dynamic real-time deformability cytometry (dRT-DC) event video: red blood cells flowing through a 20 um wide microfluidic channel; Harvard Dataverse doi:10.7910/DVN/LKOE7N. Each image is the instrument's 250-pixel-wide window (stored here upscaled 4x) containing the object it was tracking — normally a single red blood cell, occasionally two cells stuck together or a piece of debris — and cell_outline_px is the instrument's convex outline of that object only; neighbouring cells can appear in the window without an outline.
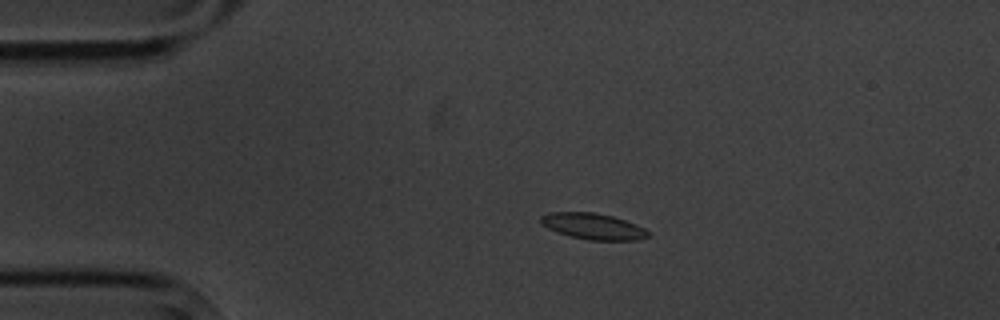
{"species": "common noctule bat (a hibernating species)", "species_latin": "Nyctalus noctula", "temperature_condition": "cold", "stored_images_in_passage": 5, "camera_frame_rate_fps": 3000, "um_per_image_px": 0.085, "animal": {"sex": "male", "body_mass_g": 20.1, "forearm_length_mm": 53.5}, "frame": {"image": 1, "passage_image": 3, "time_ms": 2.333, "image_size_px": [1000, 320], "cell_outline_px": [[648, 236], [636, 240], [588, 240], [556, 232], [540, 224], [540, 216], [548, 212], [596, 212], [612, 216], [636, 224], [644, 228], [648, 232]], "centroid_in_image_um": [50.36, 19.22], "position_along_channel_um": 34.6, "area_um2": 16.3}}
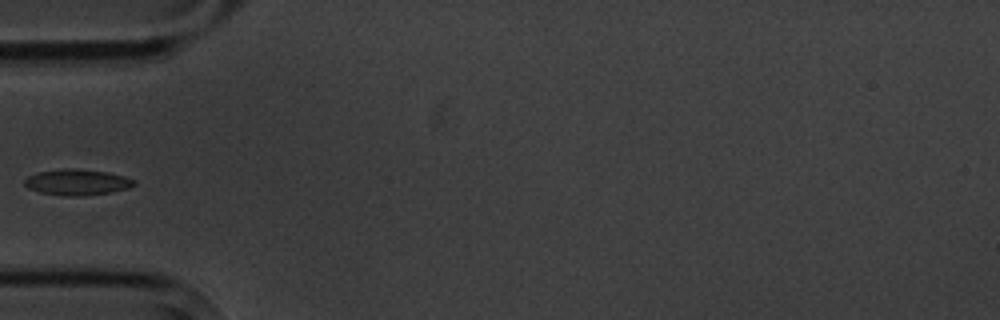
{"frame": {"image": 2, "passage_image": 5, "time_ms": 4.667, "image_size_px": [1000, 320], "cell_outline_px": [[136, 184], [128, 188], [112, 192], [80, 196], [64, 196], [40, 192], [28, 188], [24, 184], [24, 180], [28, 176], [36, 172], [64, 168], [76, 168], [108, 172], [124, 176], [136, 180]], "centroid_in_image_um": [6.55, 15.48], "position_along_channel_um": 78.4, "area_um2": 16.7}}